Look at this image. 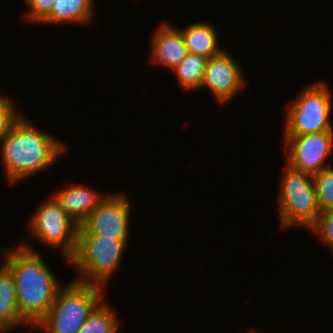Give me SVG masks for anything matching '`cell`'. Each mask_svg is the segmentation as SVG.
<instances>
[{
    "instance_id": "22",
    "label": "cell",
    "mask_w": 333,
    "mask_h": 333,
    "mask_svg": "<svg viewBox=\"0 0 333 333\" xmlns=\"http://www.w3.org/2000/svg\"><path fill=\"white\" fill-rule=\"evenodd\" d=\"M248 333H259V332H256V331H249Z\"/></svg>"
},
{
    "instance_id": "2",
    "label": "cell",
    "mask_w": 333,
    "mask_h": 333,
    "mask_svg": "<svg viewBox=\"0 0 333 333\" xmlns=\"http://www.w3.org/2000/svg\"><path fill=\"white\" fill-rule=\"evenodd\" d=\"M0 144L1 162L12 185L45 170L67 150L62 141L35 127L23 114Z\"/></svg>"
},
{
    "instance_id": "3",
    "label": "cell",
    "mask_w": 333,
    "mask_h": 333,
    "mask_svg": "<svg viewBox=\"0 0 333 333\" xmlns=\"http://www.w3.org/2000/svg\"><path fill=\"white\" fill-rule=\"evenodd\" d=\"M104 287L71 280L57 293L45 317L34 327L44 333H78L93 309L103 301Z\"/></svg>"
},
{
    "instance_id": "18",
    "label": "cell",
    "mask_w": 333,
    "mask_h": 333,
    "mask_svg": "<svg viewBox=\"0 0 333 333\" xmlns=\"http://www.w3.org/2000/svg\"><path fill=\"white\" fill-rule=\"evenodd\" d=\"M313 184L320 211L333 208V168L329 167L313 175Z\"/></svg>"
},
{
    "instance_id": "11",
    "label": "cell",
    "mask_w": 333,
    "mask_h": 333,
    "mask_svg": "<svg viewBox=\"0 0 333 333\" xmlns=\"http://www.w3.org/2000/svg\"><path fill=\"white\" fill-rule=\"evenodd\" d=\"M155 29L150 42V62L172 71L188 53L181 30L166 22Z\"/></svg>"
},
{
    "instance_id": "1",
    "label": "cell",
    "mask_w": 333,
    "mask_h": 333,
    "mask_svg": "<svg viewBox=\"0 0 333 333\" xmlns=\"http://www.w3.org/2000/svg\"><path fill=\"white\" fill-rule=\"evenodd\" d=\"M18 244L4 250L3 263L13 274L19 313L34 328L53 305L63 283L31 244Z\"/></svg>"
},
{
    "instance_id": "10",
    "label": "cell",
    "mask_w": 333,
    "mask_h": 333,
    "mask_svg": "<svg viewBox=\"0 0 333 333\" xmlns=\"http://www.w3.org/2000/svg\"><path fill=\"white\" fill-rule=\"evenodd\" d=\"M239 63L225 49L207 60L201 88H208L217 102L227 103L246 87ZM241 90V91H240Z\"/></svg>"
},
{
    "instance_id": "13",
    "label": "cell",
    "mask_w": 333,
    "mask_h": 333,
    "mask_svg": "<svg viewBox=\"0 0 333 333\" xmlns=\"http://www.w3.org/2000/svg\"><path fill=\"white\" fill-rule=\"evenodd\" d=\"M180 30L189 53L209 59L224 50L218 46L219 35L217 34V29L207 21L190 23Z\"/></svg>"
},
{
    "instance_id": "16",
    "label": "cell",
    "mask_w": 333,
    "mask_h": 333,
    "mask_svg": "<svg viewBox=\"0 0 333 333\" xmlns=\"http://www.w3.org/2000/svg\"><path fill=\"white\" fill-rule=\"evenodd\" d=\"M208 58L187 53L185 58L172 70L178 83L186 91L200 89Z\"/></svg>"
},
{
    "instance_id": "17",
    "label": "cell",
    "mask_w": 333,
    "mask_h": 333,
    "mask_svg": "<svg viewBox=\"0 0 333 333\" xmlns=\"http://www.w3.org/2000/svg\"><path fill=\"white\" fill-rule=\"evenodd\" d=\"M108 304L104 300L101 301L87 317L78 333H117L120 321L114 308Z\"/></svg>"
},
{
    "instance_id": "8",
    "label": "cell",
    "mask_w": 333,
    "mask_h": 333,
    "mask_svg": "<svg viewBox=\"0 0 333 333\" xmlns=\"http://www.w3.org/2000/svg\"><path fill=\"white\" fill-rule=\"evenodd\" d=\"M122 194H107L79 226L78 235H101L115 240H129L130 204Z\"/></svg>"
},
{
    "instance_id": "14",
    "label": "cell",
    "mask_w": 333,
    "mask_h": 333,
    "mask_svg": "<svg viewBox=\"0 0 333 333\" xmlns=\"http://www.w3.org/2000/svg\"><path fill=\"white\" fill-rule=\"evenodd\" d=\"M29 325L20 315L16 298L13 274L2 264L0 266V330H8L18 325Z\"/></svg>"
},
{
    "instance_id": "21",
    "label": "cell",
    "mask_w": 333,
    "mask_h": 333,
    "mask_svg": "<svg viewBox=\"0 0 333 333\" xmlns=\"http://www.w3.org/2000/svg\"><path fill=\"white\" fill-rule=\"evenodd\" d=\"M54 0H25L29 7L27 11L28 21L35 24L41 23L50 13Z\"/></svg>"
},
{
    "instance_id": "15",
    "label": "cell",
    "mask_w": 333,
    "mask_h": 333,
    "mask_svg": "<svg viewBox=\"0 0 333 333\" xmlns=\"http://www.w3.org/2000/svg\"><path fill=\"white\" fill-rule=\"evenodd\" d=\"M94 8V0H54L49 15L40 24L90 23Z\"/></svg>"
},
{
    "instance_id": "7",
    "label": "cell",
    "mask_w": 333,
    "mask_h": 333,
    "mask_svg": "<svg viewBox=\"0 0 333 333\" xmlns=\"http://www.w3.org/2000/svg\"><path fill=\"white\" fill-rule=\"evenodd\" d=\"M43 201L36 207L28 223L29 232L41 243L60 248L69 263L77 248L79 225L60 208L54 198Z\"/></svg>"
},
{
    "instance_id": "5",
    "label": "cell",
    "mask_w": 333,
    "mask_h": 333,
    "mask_svg": "<svg viewBox=\"0 0 333 333\" xmlns=\"http://www.w3.org/2000/svg\"><path fill=\"white\" fill-rule=\"evenodd\" d=\"M280 180L278 217L282 228L300 226L310 229L320 214L313 176L285 164Z\"/></svg>"
},
{
    "instance_id": "12",
    "label": "cell",
    "mask_w": 333,
    "mask_h": 333,
    "mask_svg": "<svg viewBox=\"0 0 333 333\" xmlns=\"http://www.w3.org/2000/svg\"><path fill=\"white\" fill-rule=\"evenodd\" d=\"M107 194H98L89 186L79 184L59 190L53 194V198L60 208L80 226Z\"/></svg>"
},
{
    "instance_id": "9",
    "label": "cell",
    "mask_w": 333,
    "mask_h": 333,
    "mask_svg": "<svg viewBox=\"0 0 333 333\" xmlns=\"http://www.w3.org/2000/svg\"><path fill=\"white\" fill-rule=\"evenodd\" d=\"M287 154L286 164L310 175L329 168L325 162L333 152V131L300 136H284Z\"/></svg>"
},
{
    "instance_id": "4",
    "label": "cell",
    "mask_w": 333,
    "mask_h": 333,
    "mask_svg": "<svg viewBox=\"0 0 333 333\" xmlns=\"http://www.w3.org/2000/svg\"><path fill=\"white\" fill-rule=\"evenodd\" d=\"M128 241L101 235H78L75 254L69 259V264L80 274L75 280L106 288L121 264Z\"/></svg>"
},
{
    "instance_id": "20",
    "label": "cell",
    "mask_w": 333,
    "mask_h": 333,
    "mask_svg": "<svg viewBox=\"0 0 333 333\" xmlns=\"http://www.w3.org/2000/svg\"><path fill=\"white\" fill-rule=\"evenodd\" d=\"M4 94H0V143L3 137L10 131L14 122L21 116L16 111L13 100Z\"/></svg>"
},
{
    "instance_id": "6",
    "label": "cell",
    "mask_w": 333,
    "mask_h": 333,
    "mask_svg": "<svg viewBox=\"0 0 333 333\" xmlns=\"http://www.w3.org/2000/svg\"><path fill=\"white\" fill-rule=\"evenodd\" d=\"M325 82L310 84L287 104L283 136L333 131L331 93Z\"/></svg>"
},
{
    "instance_id": "19",
    "label": "cell",
    "mask_w": 333,
    "mask_h": 333,
    "mask_svg": "<svg viewBox=\"0 0 333 333\" xmlns=\"http://www.w3.org/2000/svg\"><path fill=\"white\" fill-rule=\"evenodd\" d=\"M309 231L317 233L318 238L333 250V208L321 211L317 221Z\"/></svg>"
}]
</instances>
